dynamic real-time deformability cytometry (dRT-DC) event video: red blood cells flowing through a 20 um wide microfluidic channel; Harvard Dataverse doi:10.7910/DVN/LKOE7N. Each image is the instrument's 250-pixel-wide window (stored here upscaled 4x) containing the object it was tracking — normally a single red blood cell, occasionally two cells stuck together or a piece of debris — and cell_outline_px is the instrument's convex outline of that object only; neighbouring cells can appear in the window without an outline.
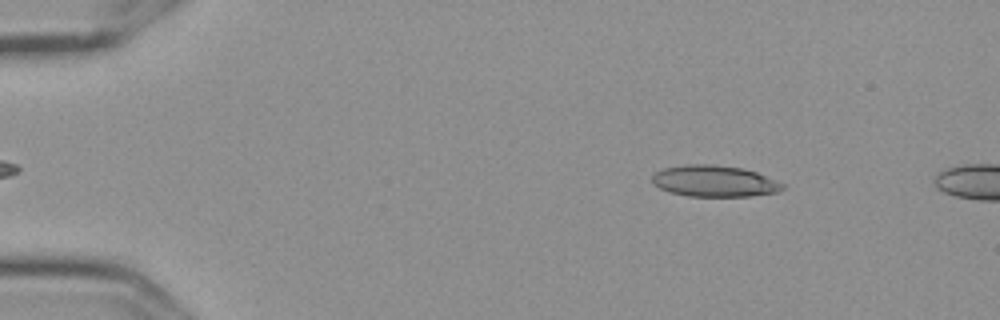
{"species": "Egyptian fruit bat (a non-hibernating species)", "species_latin": "Rousettus aegyptiacus", "temperature_condition": "cold", "stored_images_in_passage": 10, "camera_frame_rate_fps": 3000, "um_per_image_px": 0.085, "frame": {"image": 1, "passage_image": 6, "time_ms": 1.667, "image_size_px": [1000, 320], "cell_outline_px": [[784, 188], [776, 192], [748, 196], [688, 196], [668, 192], [652, 184], [652, 176], [656, 172], [664, 168], [684, 164], [712, 164], [744, 168], [756, 172], [776, 180], [784, 184]], "centroid_in_image_um": [60.69, 15.39], "position_along_channel_um": 24.3, "area_um2": 23.87}}